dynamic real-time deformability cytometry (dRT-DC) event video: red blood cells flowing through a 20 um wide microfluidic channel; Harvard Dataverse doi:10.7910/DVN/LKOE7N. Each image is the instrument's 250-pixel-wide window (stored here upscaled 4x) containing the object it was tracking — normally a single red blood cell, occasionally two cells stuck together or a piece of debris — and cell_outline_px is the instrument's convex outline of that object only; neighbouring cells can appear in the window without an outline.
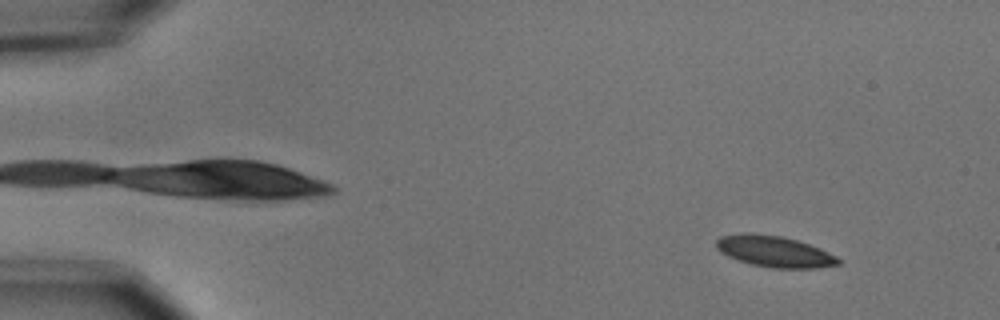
{"species": "common noctule bat (a hibernating species)", "species_latin": "Nyctalus noctula", "temperature_condition": "cold", "stored_images_in_passage": 53, "camera_frame_rate_fps": 3000, "um_per_image_px": 0.085, "animal": {"sex": "male", "body_mass_g": 15.6}, "frame": {"image": 1, "passage_image": 4, "time_ms": 1.0, "image_size_px": [1000, 320], "cell_outline_px": [[840, 264], [816, 268], [772, 268], [752, 264], [728, 256], [720, 252], [716, 248], [716, 240], [720, 236], [744, 232], [748, 232], [780, 236], [796, 240], [820, 248], [836, 256], [840, 260]], "centroid_in_image_um": [65.8, 21.36], "position_along_channel_um": 19.2, "area_um2": 22.08}}
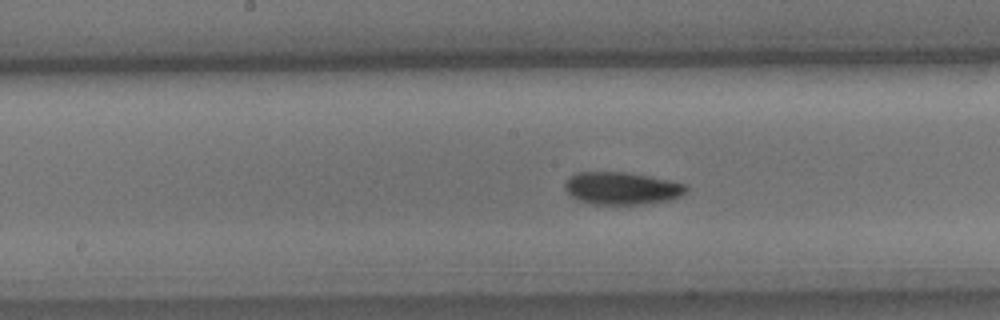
{"frame": {"image": 2, "passage_image": 27, "time_ms": 8.667, "image_size_px": [1000, 320], "cell_outline_px": [[688, 188], [680, 196], [668, 200], [644, 204], [592, 204], [580, 200], [572, 196], [564, 188], [564, 184], [576, 172], [628, 172], [668, 180], [684, 184]], "centroid_in_image_um": [52.84, 16.0], "position_along_channel_um": 195.4, "area_um2": 22.66}}
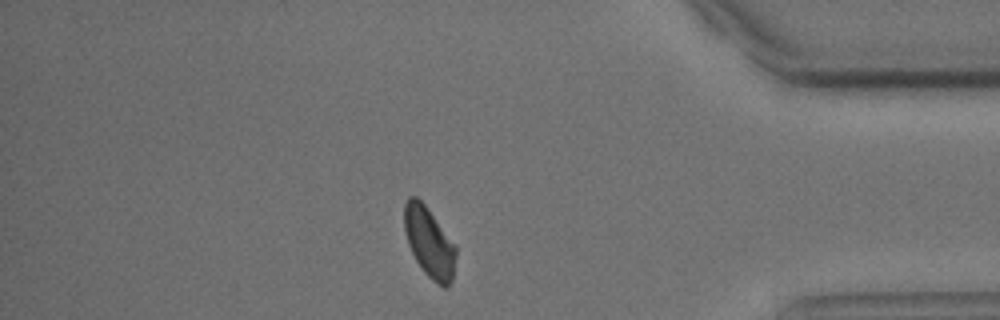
{"frame": {"image": 3, "passage_image": 46, "time_ms": 15.0, "image_size_px": [1000, 320], "cell_outline_px": [[456, 256], [452, 280], [448, 288], [444, 288], [432, 280], [420, 268], [408, 244], [404, 228], [404, 204], [408, 196], [416, 196], [424, 204], [456, 248]], "centroid_in_image_um": [36.46, 20.63], "position_along_channel_um": 398.7, "area_um2": 20.75}, "authors_computed_cell_mechanics": {"area_um2": 22.0796, "velocity_mm_per_s": 3.6569, "shape_relaxation_time_tau1_ms": 2.3925, "shape_relaxation_time_tau2_ms": null, "deformation_change_tau1": 0.0813, "deformation_change_tau2": null}}